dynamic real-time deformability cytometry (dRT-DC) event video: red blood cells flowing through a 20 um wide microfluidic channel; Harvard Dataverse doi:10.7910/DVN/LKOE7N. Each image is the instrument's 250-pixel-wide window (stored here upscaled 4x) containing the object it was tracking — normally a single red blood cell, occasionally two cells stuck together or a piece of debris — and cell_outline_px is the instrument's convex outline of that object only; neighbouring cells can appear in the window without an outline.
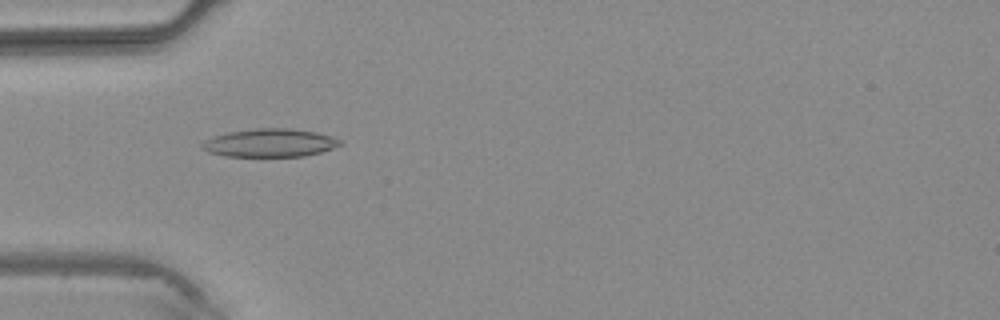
{"species": "common noctule bat (a hibernating species)", "species_latin": "Nyctalus noctula", "temperature_condition": "warm", "stored_images_in_passage": 3, "camera_frame_rate_fps": 3000, "um_per_image_px": 0.085, "animal": {"sex": "male", "body_mass_g": 20.4}, "frame": {"image": 1, "passage_image": 3, "time_ms": 2.333, "image_size_px": [1000, 320], "cell_outline_px": [[344, 144], [320, 152], [304, 156], [224, 156], [208, 152], [200, 148], [200, 144], [212, 136], [228, 132], [256, 128], [288, 128], [316, 132], [332, 136], [344, 140]], "centroid_in_image_um": [22.95, 12.14], "position_along_channel_um": 62.1, "area_um2": 22.83}}